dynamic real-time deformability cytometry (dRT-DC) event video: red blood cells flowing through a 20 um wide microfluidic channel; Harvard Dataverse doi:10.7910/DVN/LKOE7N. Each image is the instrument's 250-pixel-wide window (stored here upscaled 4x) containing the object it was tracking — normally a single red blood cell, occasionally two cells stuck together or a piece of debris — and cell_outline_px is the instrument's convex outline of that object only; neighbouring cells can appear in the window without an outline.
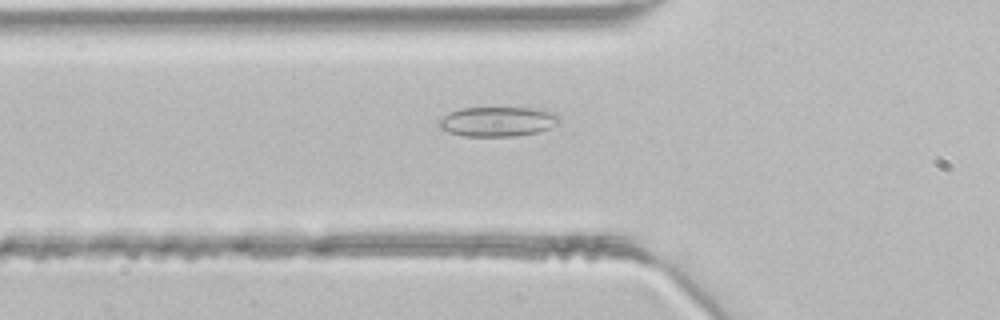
{"species": "common noctule bat (a hibernating species)", "species_latin": "Nyctalus noctula", "temperature_condition": "room temperature", "stored_images_in_passage": 37, "camera_frame_rate_fps": 3000, "um_per_image_px": 0.085, "animal": {"sex": "male", "body_mass_g": 21.5, "forearm_length_mm": 52.0}, "frame": {"image": 1, "passage_image": 9, "time_ms": 2.667, "image_size_px": [1000, 320], "cell_outline_px": [[560, 120], [556, 124], [548, 128], [536, 132], [516, 136], [464, 136], [448, 132], [440, 128], [436, 124], [448, 112], [460, 108], [540, 108], [556, 112], [560, 116]], "centroid_in_image_um": [42.3, 10.32], "position_along_channel_um": 83.5, "area_um2": 20.98}}
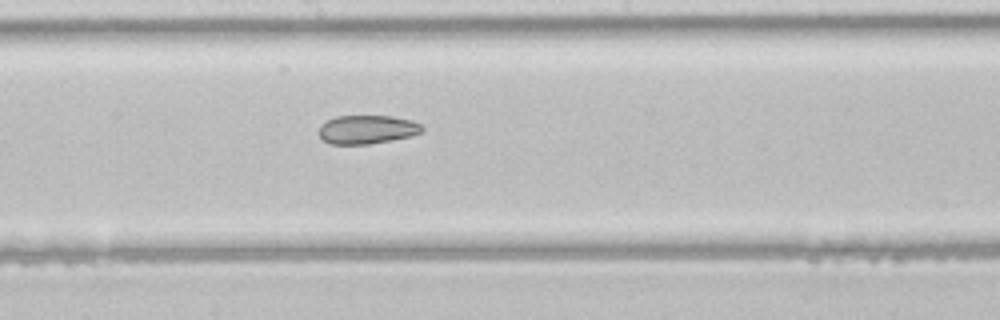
{"frame": {"image": 2, "passage_image": 18, "time_ms": 5.667, "image_size_px": [1000, 320], "cell_outline_px": [[424, 132], [412, 136], [392, 140], [368, 144], [328, 144], [316, 132], [320, 124], [336, 116], [392, 116], [412, 120], [420, 124], [424, 128]], "centroid_in_image_um": [31.2, 11.01], "position_along_channel_um": 217.0, "area_um2": 17.51}}
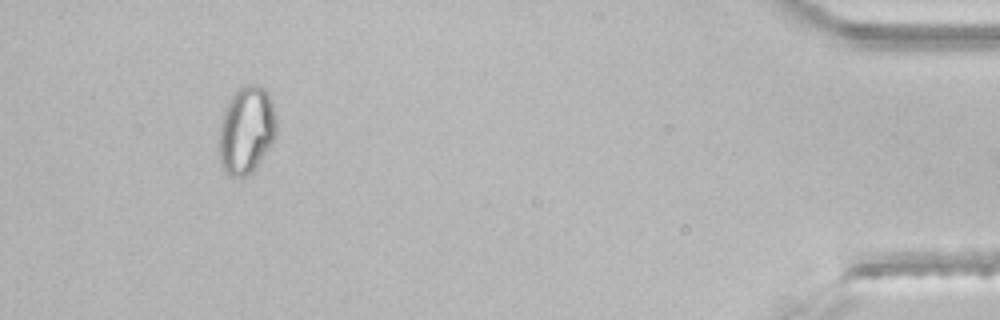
{"frame": {"image": 3, "passage_image": 36, "time_ms": 11.667, "image_size_px": [1000, 320], "cell_outline_px": [[276, 136], [256, 164], [244, 176], [228, 176], [224, 172], [216, 148], [220, 124], [224, 112], [232, 96], [240, 84], [252, 84], [264, 88], [268, 92], [272, 104], [276, 120]], "centroid_in_image_um": [20.89, 11.03], "position_along_channel_um": 414.3, "area_um2": 29.07}}